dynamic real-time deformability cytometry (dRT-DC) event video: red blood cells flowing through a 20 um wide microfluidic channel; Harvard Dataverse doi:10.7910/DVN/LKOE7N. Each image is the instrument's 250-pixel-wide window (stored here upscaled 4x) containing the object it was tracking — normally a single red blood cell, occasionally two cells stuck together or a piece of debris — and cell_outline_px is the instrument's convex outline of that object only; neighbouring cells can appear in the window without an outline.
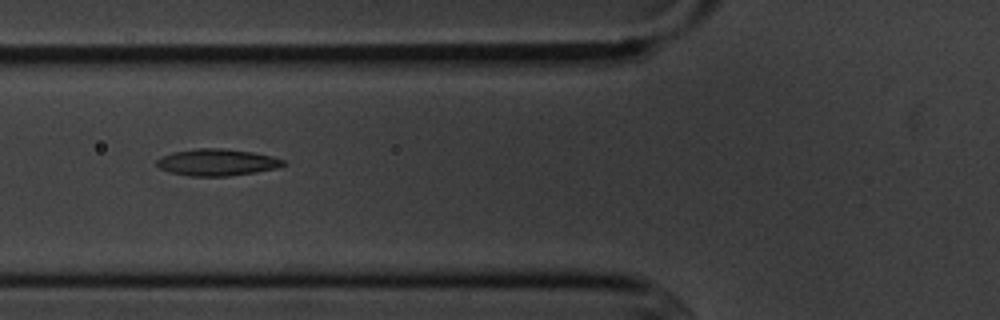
{"species": "common noctule bat (a hibernating species)", "species_latin": "Nyctalus noctula", "temperature_condition": "cold", "stored_images_in_passage": 8, "camera_frame_rate_fps": 3000, "um_per_image_px": 0.085, "animal": {"sex": "male", "body_mass_g": 20.1, "forearm_length_mm": 53.5}, "frame": {"image": 1, "passage_image": 4, "time_ms": 3.667, "image_size_px": [1000, 320], "cell_outline_px": [[284, 164], [276, 168], [256, 172], [228, 176], [188, 176], [168, 172], [160, 168], [156, 164], [156, 160], [172, 152], [196, 148], [220, 148], [252, 152], [272, 156], [284, 160]], "centroid_in_image_um": [18.41, 13.8], "position_along_channel_um": 107.4, "area_um2": 19.65}}
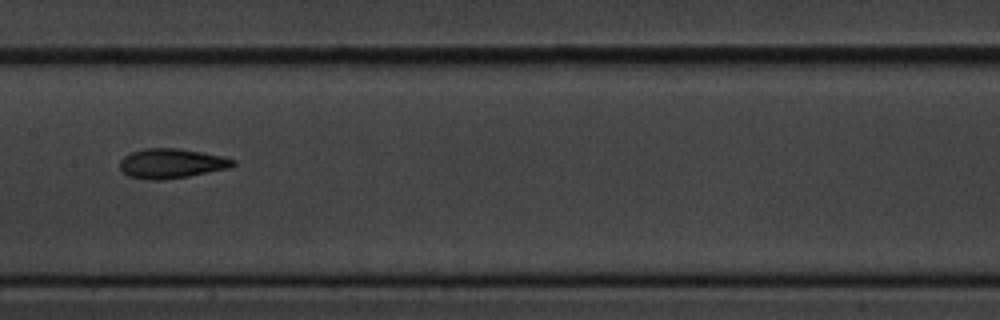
{"frame": {"image": 2, "passage_image": 6, "time_ms": 6.0, "image_size_px": [1000, 320], "cell_outline_px": [[236, 164], [228, 168], [188, 176], [160, 180], [152, 180], [128, 176], [120, 168], [120, 160], [124, 156], [132, 152], [144, 148], [176, 148], [224, 156], [236, 160]], "centroid_in_image_um": [14.57, 13.89], "position_along_channel_um": 192.8, "area_um2": 19.42}}
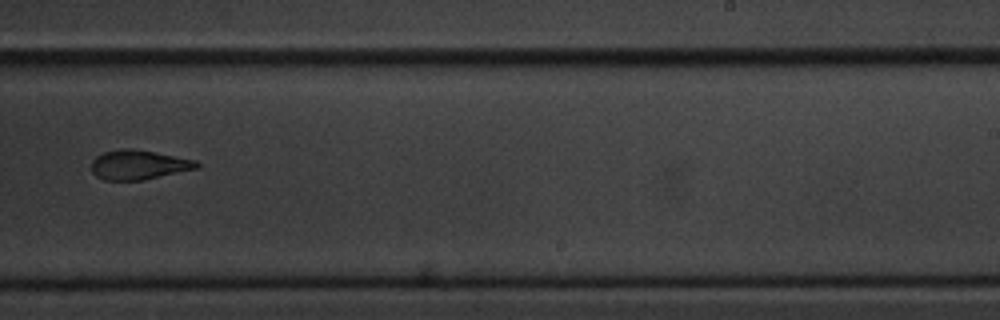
{"frame": {"image": 3, "passage_image": 8, "time_ms": 8.333, "image_size_px": [1000, 320], "cell_outline_px": [[200, 168], [144, 180], [104, 180], [96, 176], [92, 172], [92, 160], [96, 156], [104, 152], [120, 148], [132, 148], [156, 152], [196, 160], [200, 164]], "centroid_in_image_um": [11.8, 14.0], "position_along_channel_um": 277.2, "area_um2": 18.32}}